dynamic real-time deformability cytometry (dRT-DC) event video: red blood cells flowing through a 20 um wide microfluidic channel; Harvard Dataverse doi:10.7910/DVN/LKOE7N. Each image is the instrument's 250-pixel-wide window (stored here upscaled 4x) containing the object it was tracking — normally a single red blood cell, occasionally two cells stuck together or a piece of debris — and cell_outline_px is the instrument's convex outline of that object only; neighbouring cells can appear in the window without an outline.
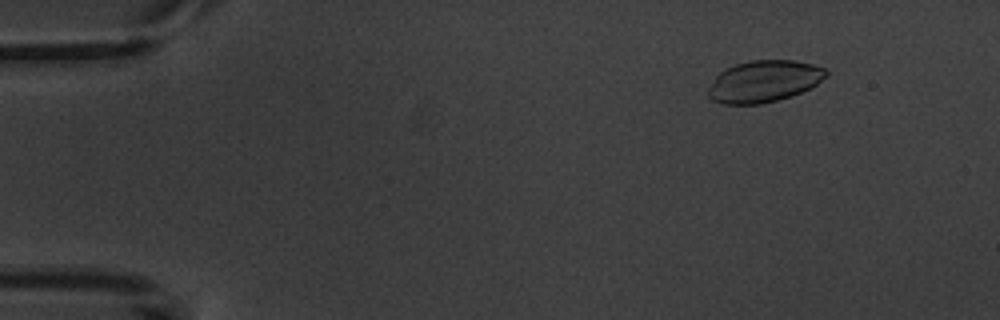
{"species": "common noctule bat (a hibernating species)", "species_latin": "Nyctalus noctula", "temperature_condition": "warm", "stored_images_in_passage": 9, "camera_frame_rate_fps": 3000, "um_per_image_px": 0.085, "animal": {"sex": "male", "body_mass_g": 20.1, "forearm_length_mm": 53.5}, "frame": {"image": 1, "passage_image": 2, "time_ms": 2.0, "image_size_px": [1000, 320], "cell_outline_px": [[828, 76], [816, 84], [792, 96], [760, 104], [720, 104], [712, 100], [708, 96], [708, 88], [716, 76], [724, 68], [736, 64], [752, 60], [792, 60], [812, 64], [828, 68]], "centroid_in_image_um": [64.93, 6.91], "position_along_channel_um": 20.1, "area_um2": 28.73}}
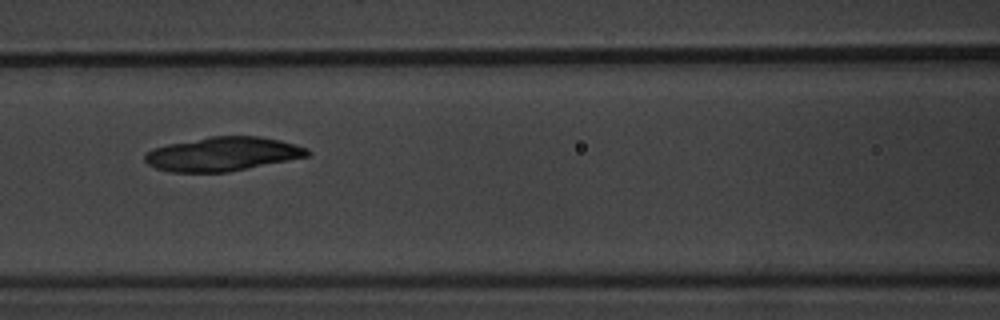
{"frame": {"image": 2, "passage_image": 7, "time_ms": 8.0, "image_size_px": [1000, 320], "cell_outline_px": [[308, 156], [228, 172], [168, 172], [156, 168], [148, 164], [144, 160], [144, 156], [152, 148], [168, 144], [212, 136], [260, 136], [280, 140], [308, 148]], "centroid_in_image_um": [18.89, 13.09], "position_along_channel_um": 147.7, "area_um2": 31.96}}